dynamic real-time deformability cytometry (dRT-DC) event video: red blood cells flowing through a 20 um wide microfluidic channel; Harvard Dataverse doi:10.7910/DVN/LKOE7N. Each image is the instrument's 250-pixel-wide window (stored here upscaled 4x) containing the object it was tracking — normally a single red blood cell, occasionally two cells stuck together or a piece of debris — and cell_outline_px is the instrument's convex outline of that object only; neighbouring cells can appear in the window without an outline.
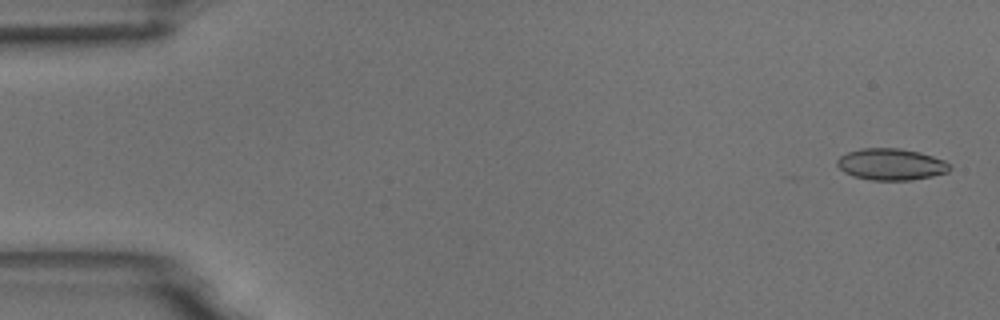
{"species": "common noctule bat (a hibernating species)", "species_latin": "Nyctalus noctula", "temperature_condition": "room temperature", "stored_images_in_passage": 5, "camera_frame_rate_fps": 3000, "um_per_image_px": 0.085, "animal": {"sex": "male", "body_mass_g": 18.8}, "frame": {"image": 1, "passage_image": 1, "time_ms": 0.0, "image_size_px": [1000, 320], "cell_outline_px": [[952, 168], [948, 172], [932, 176], [912, 180], [872, 180], [852, 176], [844, 172], [836, 164], [836, 160], [840, 156], [848, 152], [860, 148], [900, 148], [920, 152], [944, 160]], "centroid_in_image_um": [75.73, 13.96], "position_along_channel_um": 9.3, "area_um2": 20.81}}
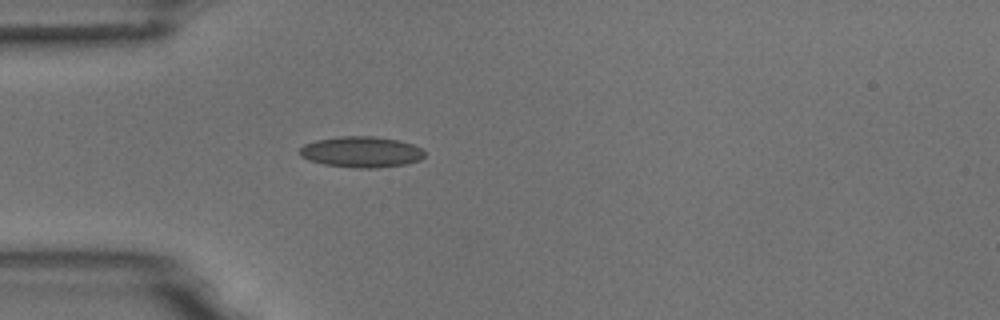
{"frame": {"image": 2, "passage_image": 5, "time_ms": 1.333, "image_size_px": [1000, 320], "cell_outline_px": [[424, 156], [420, 160], [404, 164], [376, 168], [352, 168], [324, 164], [308, 160], [300, 156], [300, 148], [304, 144], [316, 140], [340, 136], [376, 136], [400, 140], [412, 144], [420, 148], [424, 152]], "centroid_in_image_um": [30.7, 12.91], "position_along_channel_um": 54.3, "area_um2": 22.6}}